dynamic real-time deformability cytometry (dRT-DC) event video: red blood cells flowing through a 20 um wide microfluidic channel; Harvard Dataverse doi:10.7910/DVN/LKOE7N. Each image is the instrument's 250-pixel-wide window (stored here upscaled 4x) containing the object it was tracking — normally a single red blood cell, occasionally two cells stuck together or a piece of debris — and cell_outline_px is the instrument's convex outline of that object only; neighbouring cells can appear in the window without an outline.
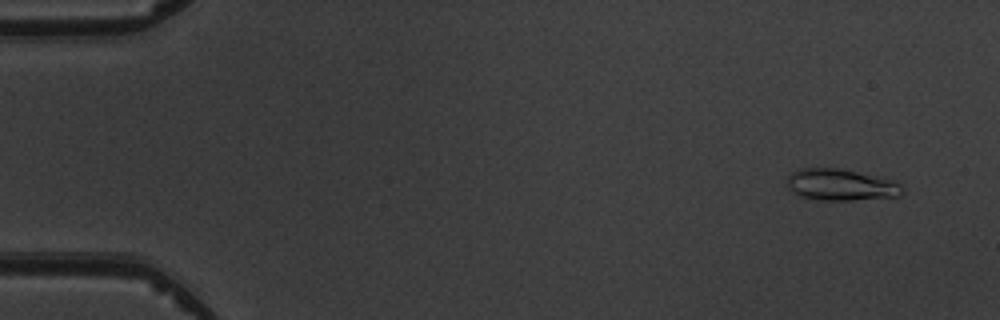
{"species": "common noctule bat (a hibernating species)", "species_latin": "Nyctalus noctula", "temperature_condition": "warm", "stored_images_in_passage": 5, "camera_frame_rate_fps": 3000, "um_per_image_px": 0.085, "animal": {"sex": "male", "body_mass_g": 19.5, "forearm_length_mm": 54.6}, "frame": {"image": 1, "passage_image": 1, "time_ms": 0.0, "image_size_px": [1000, 320], "cell_outline_px": [[904, 192], [900, 196], [852, 200], [816, 200], [800, 196], [788, 188], [788, 176], [792, 172], [800, 168], [840, 168], [892, 180], [900, 184], [904, 188]], "centroid_in_image_um": [71.47, 15.71], "position_along_channel_um": 13.5, "area_um2": 21.15}}
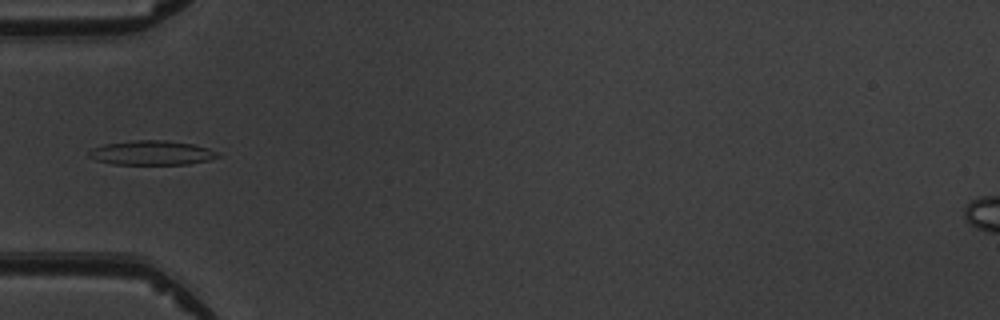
{"frame": {"image": 2, "passage_image": 5, "time_ms": 4.667, "image_size_px": [1000, 320], "cell_outline_px": [[220, 156], [208, 160], [188, 164], [112, 164], [96, 160], [88, 156], [88, 152], [92, 148], [104, 144], [136, 140], [164, 140], [192, 144], [208, 148], [216, 152]], "centroid_in_image_um": [12.86, 12.99], "position_along_channel_um": 72.1, "area_um2": 18.15}}